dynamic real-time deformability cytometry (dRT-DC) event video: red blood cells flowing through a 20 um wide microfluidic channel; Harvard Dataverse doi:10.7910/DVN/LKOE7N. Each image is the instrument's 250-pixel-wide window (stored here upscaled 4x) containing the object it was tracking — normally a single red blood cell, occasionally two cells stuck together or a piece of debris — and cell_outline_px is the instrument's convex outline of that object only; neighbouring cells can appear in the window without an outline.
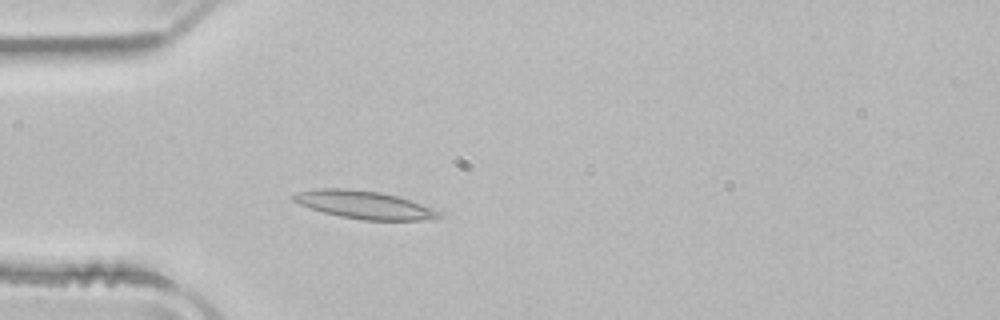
{"species": "common noctule bat (a hibernating species)", "species_latin": "Nyctalus noctula", "temperature_condition": "room temperature", "stored_images_in_passage": 48, "camera_frame_rate_fps": 3000, "um_per_image_px": 0.085, "animal": {"sex": "male", "body_mass_g": 21.5, "forearm_length_mm": 52.0}, "frame": {"image": 1, "passage_image": 11, "time_ms": 3.333, "image_size_px": [1000, 320], "cell_outline_px": [[444, 216], [436, 220], [364, 220], [340, 216], [324, 212], [300, 204], [292, 200], [292, 196], [296, 192], [312, 188], [344, 188], [380, 192], [400, 196], [432, 208], [440, 212]], "centroid_in_image_um": [31.0, 17.4], "position_along_channel_um": 54.0, "area_um2": 23.81}}
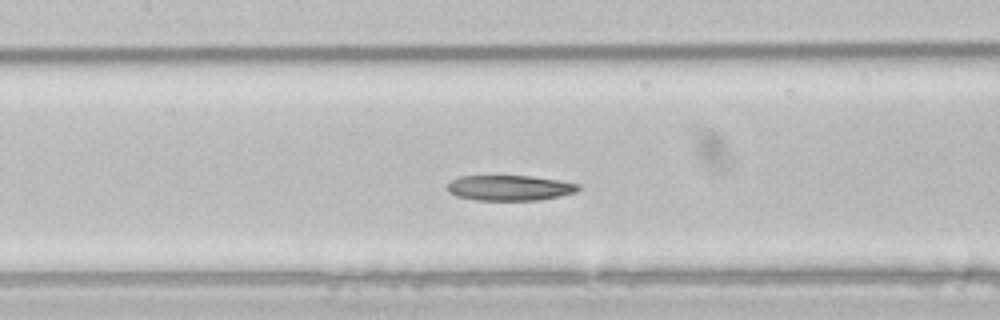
{"frame": {"image": 2, "passage_image": 20, "time_ms": 6.333, "image_size_px": [1000, 320], "cell_outline_px": [[580, 188], [576, 192], [560, 196], [540, 200], [476, 200], [456, 196], [448, 192], [448, 184], [452, 180], [460, 176], [532, 176], [560, 180], [580, 184]], "centroid_in_image_um": [43.35, 15.97], "position_along_channel_um": 164.1, "area_um2": 19.42}}
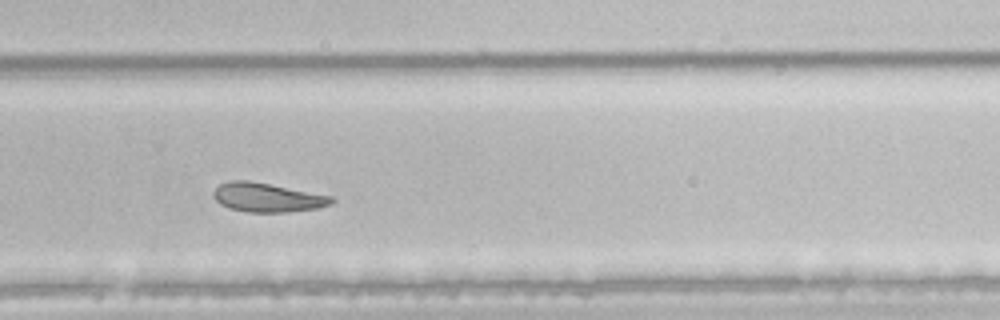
{"frame": {"image": 3, "passage_image": 31, "time_ms": 10.0, "image_size_px": [1000, 320], "cell_outline_px": [[336, 200], [332, 204], [320, 208], [288, 212], [248, 212], [228, 208], [220, 204], [212, 196], [212, 192], [220, 184], [228, 180], [248, 180], [332, 196]], "centroid_in_image_um": [22.72, 16.79], "position_along_channel_um": 307.1, "area_um2": 20.11}}